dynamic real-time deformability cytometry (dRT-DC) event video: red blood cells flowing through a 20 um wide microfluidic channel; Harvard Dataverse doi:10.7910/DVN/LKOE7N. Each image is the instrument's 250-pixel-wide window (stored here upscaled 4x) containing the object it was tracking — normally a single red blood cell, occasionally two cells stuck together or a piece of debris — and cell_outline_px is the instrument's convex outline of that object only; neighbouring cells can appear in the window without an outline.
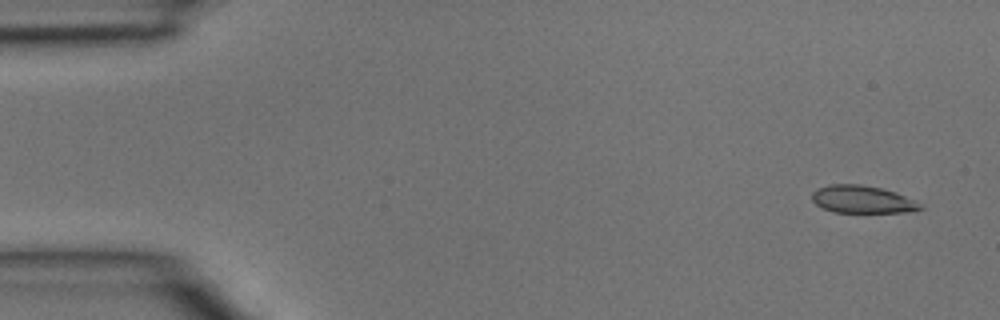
{"species": "common noctule bat (a hibernating species)", "species_latin": "Nyctalus noctula", "temperature_condition": "room temperature", "stored_images_in_passage": 5, "camera_frame_rate_fps": 3000, "um_per_image_px": 0.085, "animal": {"sex": "male", "body_mass_g": 15.6}, "frame": {"image": 1, "passage_image": 1, "time_ms": 0.0, "image_size_px": [1000, 320], "cell_outline_px": [[924, 208], [912, 212], [832, 212], [816, 204], [812, 200], [812, 192], [828, 184], [860, 184], [880, 188], [896, 192], [916, 200]], "centroid_in_image_um": [73.33, 16.95], "position_along_channel_um": 11.7, "area_um2": 17.4}}
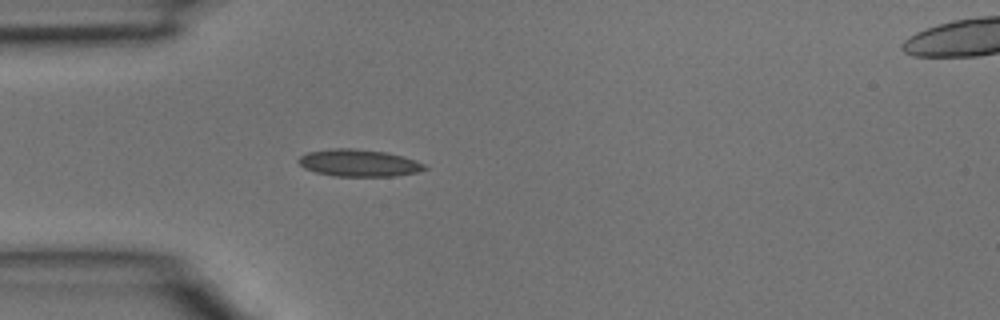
{"frame": {"image": 2, "passage_image": 4, "time_ms": 1.0, "image_size_px": [1000, 320], "cell_outline_px": [[428, 168], [416, 172], [396, 176], [336, 176], [316, 172], [304, 168], [296, 160], [300, 156], [308, 152], [332, 148], [352, 148], [388, 152], [404, 156], [416, 160], [424, 164]], "centroid_in_image_um": [30.51, 13.84], "position_along_channel_um": 54.5, "area_um2": 20.0}}